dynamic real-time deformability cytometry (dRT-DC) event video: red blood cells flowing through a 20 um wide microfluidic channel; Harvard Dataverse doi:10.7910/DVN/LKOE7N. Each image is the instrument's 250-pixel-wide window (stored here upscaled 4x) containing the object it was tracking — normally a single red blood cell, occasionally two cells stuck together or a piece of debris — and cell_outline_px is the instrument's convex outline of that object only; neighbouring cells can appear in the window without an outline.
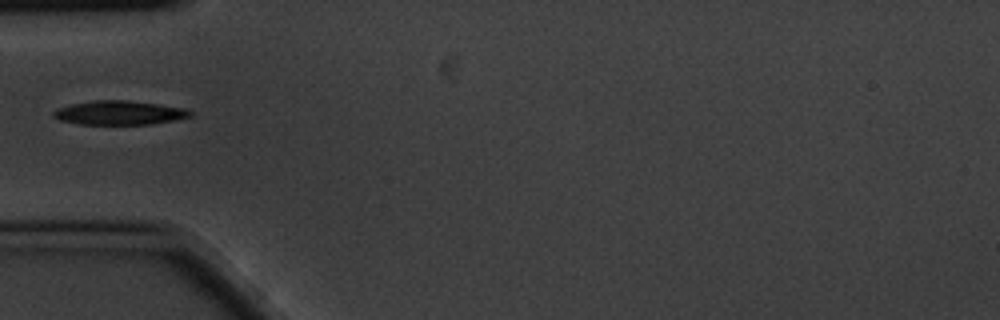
{"species": "common noctule bat (a hibernating species)", "species_latin": "Nyctalus noctula", "temperature_condition": "cold", "stored_images_in_passage": 1, "camera_frame_rate_fps": 3000, "um_per_image_px": 0.085, "animal": {"sex": "male", "body_mass_g": 20.1, "forearm_length_mm": 53.5}, "frame": {"image": 1, "passage_image": 1, "time_ms": 0.0, "image_size_px": [1000, 320], "cell_outline_px": [[192, 116], [152, 124], [80, 124], [60, 120], [52, 116], [52, 112], [56, 108], [68, 104], [96, 100], [128, 100], [160, 104], [184, 108], [192, 112]], "centroid_in_image_um": [10.1, 9.57], "position_along_channel_um": 74.9, "area_um2": 19.19}}